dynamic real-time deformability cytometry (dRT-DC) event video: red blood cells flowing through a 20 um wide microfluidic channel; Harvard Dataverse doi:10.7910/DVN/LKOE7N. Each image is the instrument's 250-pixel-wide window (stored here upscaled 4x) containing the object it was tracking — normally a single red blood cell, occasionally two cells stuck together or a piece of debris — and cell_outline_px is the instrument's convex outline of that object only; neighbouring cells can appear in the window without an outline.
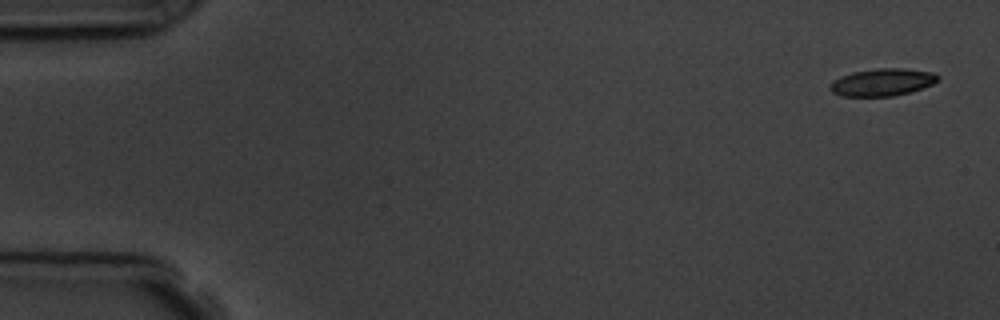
{"species": "common noctule bat (a hibernating species)", "species_latin": "Nyctalus noctula", "temperature_condition": "room temperature", "stored_images_in_passage": 5, "camera_frame_rate_fps": 3000, "um_per_image_px": 0.085, "animal": {"sex": "male", "body_mass_g": 19.5, "forearm_length_mm": 54.6}, "frame": {"image": 1, "passage_image": 1, "time_ms": 0.0, "image_size_px": [1000, 320], "cell_outline_px": [[940, 80], [932, 84], [908, 92], [892, 96], [840, 96], [832, 92], [828, 88], [828, 84], [832, 80], [840, 76], [852, 72], [876, 68], [904, 68], [932, 72], [940, 76]], "centroid_in_image_um": [74.95, 6.98], "position_along_channel_um": 10.1, "area_um2": 17.34}}
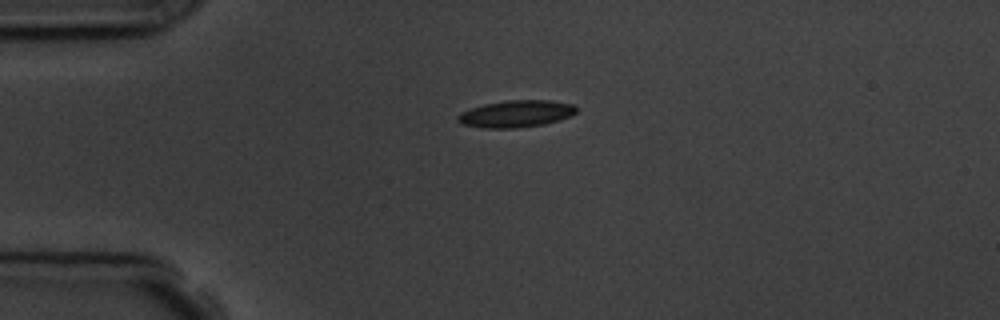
{"frame": {"image": 2, "passage_image": 4, "time_ms": 3.667, "image_size_px": [1000, 320], "cell_outline_px": [[580, 108], [572, 116], [560, 120], [544, 124], [516, 128], [484, 128], [460, 124], [456, 120], [456, 116], [460, 112], [484, 104], [508, 100], [552, 100], [572, 104]], "centroid_in_image_um": [43.88, 9.67], "position_along_channel_um": 41.1, "area_um2": 18.9}}